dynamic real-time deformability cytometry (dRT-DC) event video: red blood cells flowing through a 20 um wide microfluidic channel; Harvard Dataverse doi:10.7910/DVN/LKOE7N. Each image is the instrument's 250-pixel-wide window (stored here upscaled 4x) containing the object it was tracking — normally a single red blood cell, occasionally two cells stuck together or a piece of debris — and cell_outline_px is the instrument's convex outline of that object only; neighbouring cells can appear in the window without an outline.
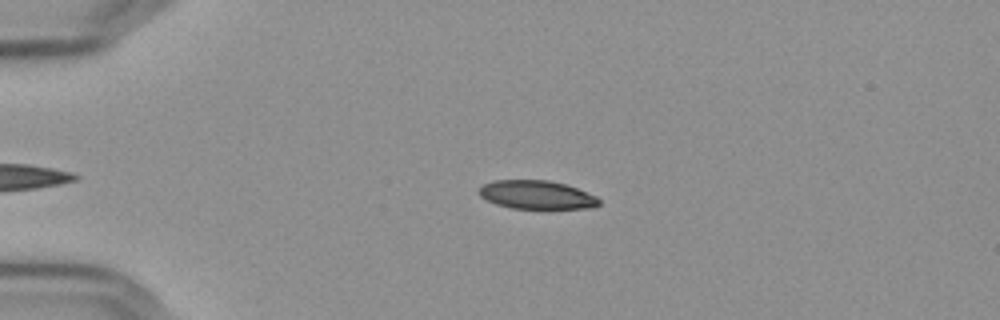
{"species": "Egyptian fruit bat (a non-hibernating species)", "species_latin": "Rousettus aegyptiacus", "temperature_condition": "cold", "stored_images_in_passage": 44, "camera_frame_rate_fps": 3000, "um_per_image_px": 0.085, "frame": {"image": 1, "passage_image": 7, "time_ms": 2.0, "image_size_px": [1000, 320], "cell_outline_px": [[600, 204], [596, 208], [512, 208], [496, 204], [480, 196], [476, 192], [476, 188], [484, 184], [496, 180], [548, 180], [564, 184], [576, 188], [596, 196], [600, 200]], "centroid_in_image_um": [45.59, 16.55], "position_along_channel_um": 39.4, "area_um2": 19.94}}
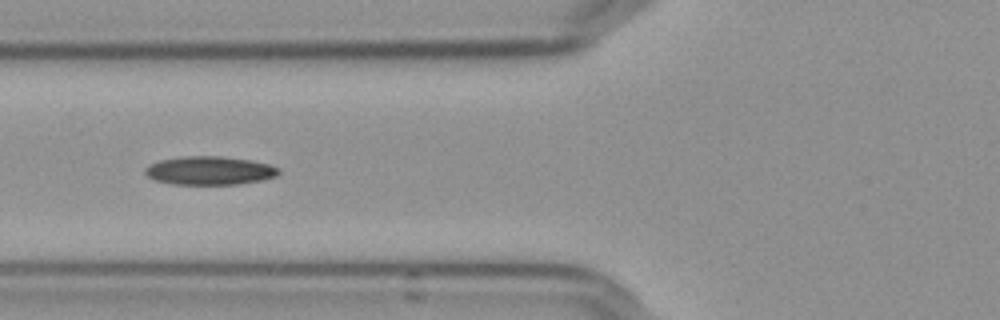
{"frame": {"image": 2, "passage_image": 16, "time_ms": 5.0, "image_size_px": [1000, 320], "cell_outline_px": [[280, 172], [276, 176], [260, 180], [236, 184], [172, 184], [156, 180], [148, 176], [144, 172], [144, 168], [148, 164], [160, 160], [180, 156], [220, 156], [252, 160], [268, 164], [280, 168]], "centroid_in_image_um": [17.79, 14.49], "position_along_channel_um": 108.0, "area_um2": 22.2}}
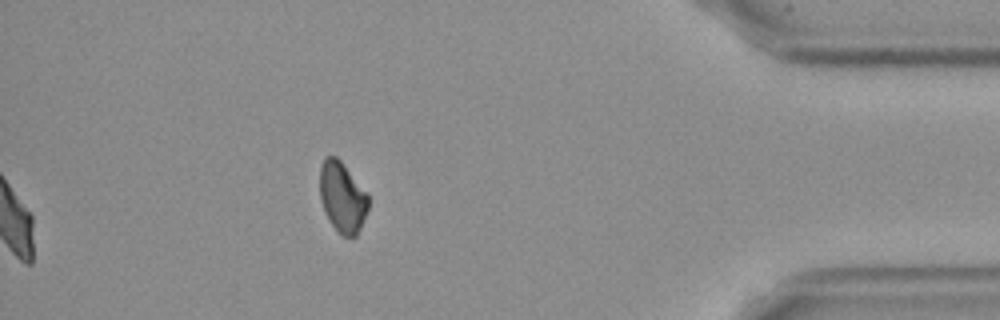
{"frame": {"image": 3, "passage_image": 44, "time_ms": 14.333, "image_size_px": [1000, 320], "cell_outline_px": [[368, 208], [360, 228], [356, 236], [340, 236], [332, 224], [320, 200], [320, 168], [324, 160], [328, 156], [336, 156], [340, 160], [368, 192]], "centroid_in_image_um": [29.11, 16.75], "position_along_channel_um": 406.1, "area_um2": 19.77}, "authors_computed_cell_mechanics": {"area_um2": 21.386, "velocity_mm_per_s": 3.621, "shape_relaxation_time_tau1_ms": 8.3135, "shape_relaxation_time_tau2_ms": null, "deformation_change_tau1": 0.1158, "deformation_change_tau2": null}}